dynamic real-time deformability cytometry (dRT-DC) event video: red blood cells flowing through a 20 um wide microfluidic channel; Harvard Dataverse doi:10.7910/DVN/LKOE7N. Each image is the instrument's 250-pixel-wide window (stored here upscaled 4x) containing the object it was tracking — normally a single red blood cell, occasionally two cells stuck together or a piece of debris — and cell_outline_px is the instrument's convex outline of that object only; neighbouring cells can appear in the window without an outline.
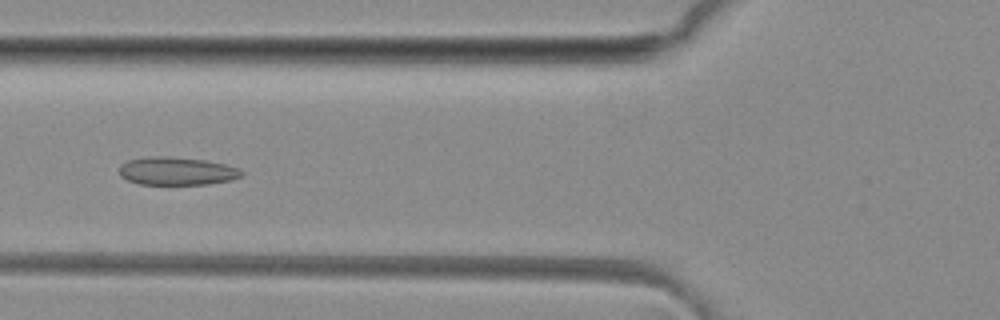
{"species": "common noctule bat (a hibernating species)", "species_latin": "Nyctalus noctula", "temperature_condition": "room temperature", "stored_images_in_passage": 40, "camera_frame_rate_fps": 3000, "um_per_image_px": 0.085, "animal": {"sex": "female", "body_mass_g": 29.2, "forearm_length_mm": 56.3}, "frame": {"image": 1, "passage_image": 8, "time_ms": 2.333, "image_size_px": [1000, 320], "cell_outline_px": [[244, 172], [240, 176], [232, 180], [208, 184], [140, 184], [128, 180], [120, 176], [120, 164], [128, 160], [156, 156], [168, 156], [204, 160], [224, 164], [240, 168]], "centroid_in_image_um": [15.04, 14.54], "position_along_channel_um": 110.8, "area_um2": 19.88}}
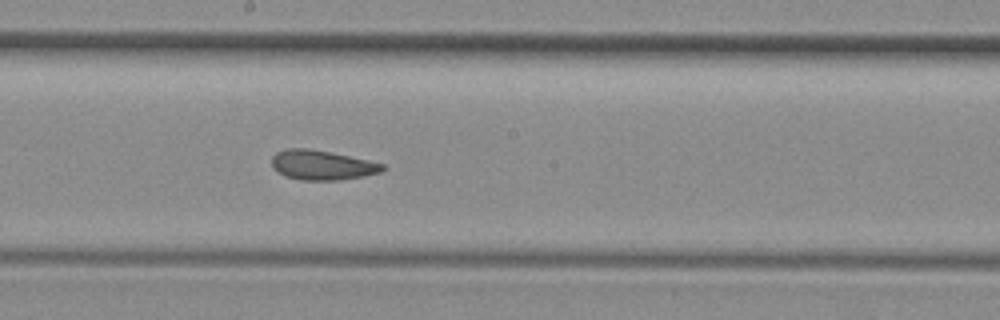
{"frame": {"image": 2, "passage_image": 16, "time_ms": 5.0, "image_size_px": [1000, 320], "cell_outline_px": [[388, 168], [380, 172], [364, 176], [340, 180], [300, 180], [284, 176], [272, 168], [272, 156], [276, 152], [288, 148], [308, 148], [368, 160], [384, 164]], "centroid_in_image_um": [27.36, 14.04], "position_along_channel_um": 220.8, "area_um2": 19.19}}
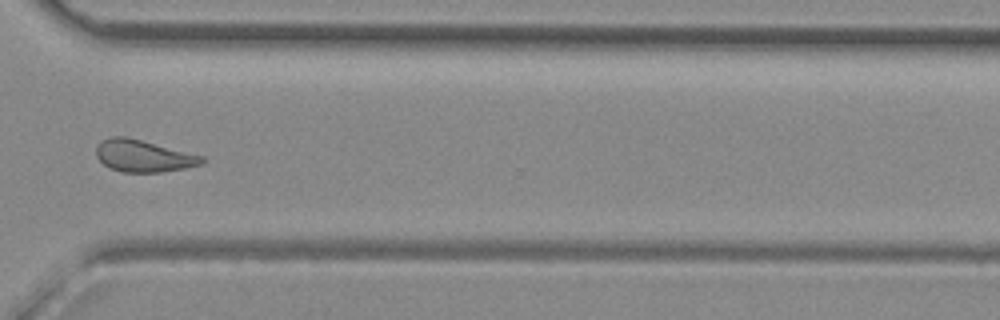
{"frame": {"image": 3, "passage_image": 26, "time_ms": 8.333, "image_size_px": [1000, 320], "cell_outline_px": [[204, 160], [200, 164], [188, 168], [160, 172], [124, 172], [108, 168], [96, 156], [96, 148], [100, 140], [112, 136], [124, 136], [204, 156]], "centroid_in_image_um": [12.16, 13.26], "position_along_channel_um": 358.4, "area_um2": 19.59}, "authors_computed_cell_mechanics": {"area_um2": 19.6231, "velocity_mm_per_s": 4.1252, "shape_relaxation_time_tau1_ms": null, "shape_relaxation_time_tau2_ms": 2.194, "deformation_change_tau1": null, "deformation_change_tau2": 0.0786}}